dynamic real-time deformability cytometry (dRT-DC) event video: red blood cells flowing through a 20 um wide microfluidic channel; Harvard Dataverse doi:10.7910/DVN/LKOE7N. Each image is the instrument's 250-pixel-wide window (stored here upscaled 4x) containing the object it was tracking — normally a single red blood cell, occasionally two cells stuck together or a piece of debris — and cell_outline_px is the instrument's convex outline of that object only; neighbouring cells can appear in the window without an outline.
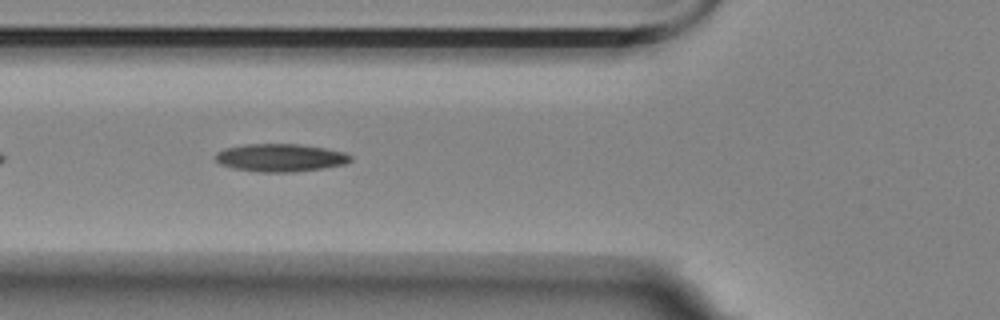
{"species": "Egyptian fruit bat (a non-hibernating species)", "species_latin": "Rousettus aegyptiacus", "temperature_condition": "room temperature", "stored_images_in_passage": 26, "camera_frame_rate_fps": 3000, "um_per_image_px": 0.085, "animal": {"sex": "female"}, "frame": {"image": 1, "passage_image": 6, "time_ms": 1.667, "image_size_px": [1000, 320], "cell_outline_px": [[352, 160], [344, 164], [324, 168], [296, 172], [260, 172], [232, 168], [220, 164], [216, 160], [216, 152], [224, 148], [248, 144], [296, 144], [324, 148], [344, 152], [352, 156]], "centroid_in_image_um": [23.83, 13.41], "position_along_channel_um": 102.0, "area_um2": 21.91}}
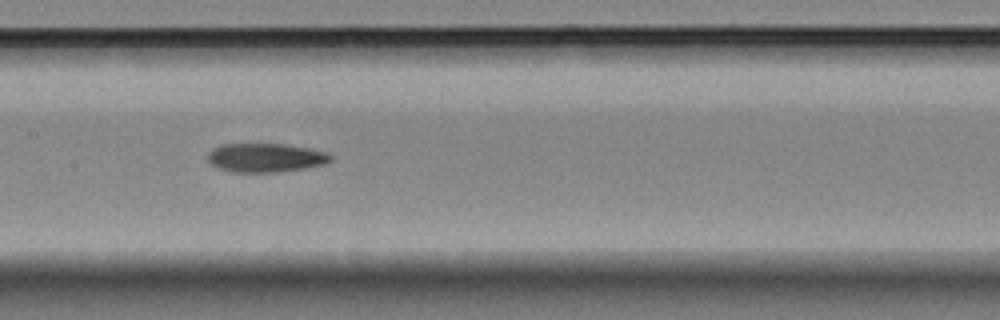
{"frame": {"image": 2, "passage_image": 13, "time_ms": 4.0, "image_size_px": [1000, 320], "cell_outline_px": [[332, 160], [328, 164], [280, 172], [232, 172], [216, 168], [208, 160], [208, 156], [212, 148], [224, 144], [284, 144], [308, 148], [328, 152], [332, 156]], "centroid_in_image_um": [22.61, 13.41], "position_along_channel_um": 184.8, "area_um2": 20.81}}
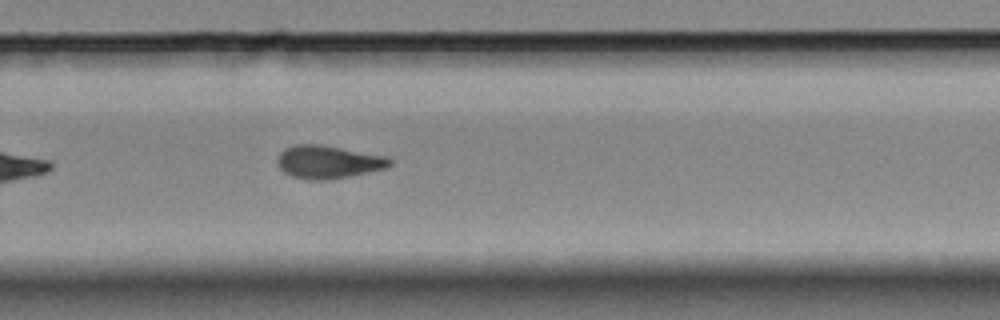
{"frame": {"image": 3, "passage_image": 23, "time_ms": 7.333, "image_size_px": [1000, 320], "cell_outline_px": [[392, 164], [388, 168], [348, 176], [324, 180], [308, 180], [292, 176], [284, 172], [280, 168], [276, 160], [280, 152], [284, 148], [296, 144], [320, 144], [388, 156], [392, 160]], "centroid_in_image_um": [27.91, 13.75], "position_along_channel_um": 301.9, "area_um2": 21.73}}